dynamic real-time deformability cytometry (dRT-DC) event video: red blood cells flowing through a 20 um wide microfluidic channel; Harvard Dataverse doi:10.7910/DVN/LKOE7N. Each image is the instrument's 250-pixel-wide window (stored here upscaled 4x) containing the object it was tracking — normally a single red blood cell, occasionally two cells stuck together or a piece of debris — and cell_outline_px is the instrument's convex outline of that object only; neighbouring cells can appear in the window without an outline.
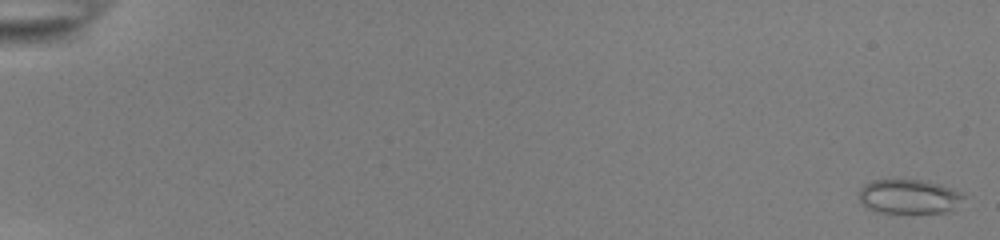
{"species": "common noctule bat (a hibernating species)", "species_latin": "Nyctalus noctula", "temperature_condition": "room temperature", "stored_images_in_passage": 54, "camera_frame_rate_fps": 3000, "um_per_image_px": 0.085, "animal": {"sex": "female", "body_mass_g": 22.0, "forearm_length_mm": 56.7}, "frame": {"image": 1, "passage_image": 1, "time_ms": 0.0, "image_size_px": [1000, 240], "cell_outline_px": [[964, 196], [952, 212], [876, 212], [868, 208], [860, 200], [860, 188], [864, 184], [872, 180], [928, 180], [940, 184], [960, 192]], "centroid_in_image_um": [77.26, 16.7], "position_along_channel_um": 7.7, "area_um2": 20.75}}
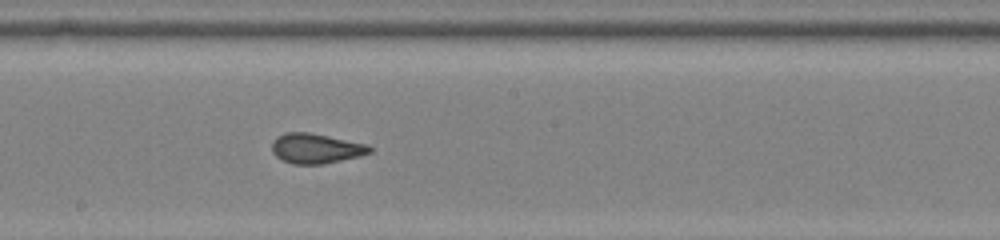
{"frame": {"image": 2, "passage_image": 32, "time_ms": 10.333, "image_size_px": [1000, 240], "cell_outline_px": [[376, 148], [372, 152], [360, 156], [324, 164], [292, 164], [276, 156], [272, 152], [272, 140], [276, 136], [284, 132], [308, 132], [368, 144]], "centroid_in_image_um": [26.87, 12.61], "position_along_channel_um": 221.3, "area_um2": 17.28}}
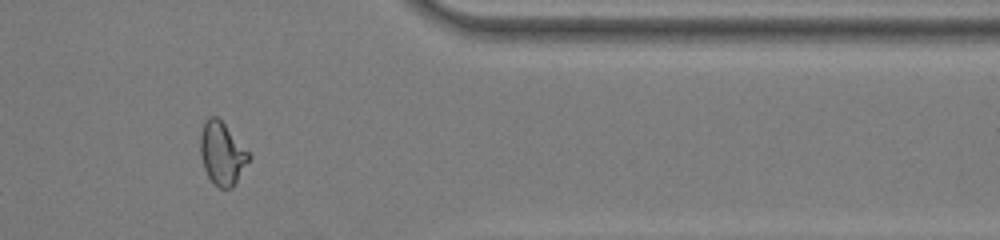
{"frame": {"image": 3, "passage_image": 46, "time_ms": 15.0, "image_size_px": [1000, 240], "cell_outline_px": [[252, 156], [232, 188], [220, 188], [208, 176], [204, 168], [200, 152], [200, 132], [204, 120], [208, 116], [216, 116], [224, 124]], "centroid_in_image_um": [18.86, 13.02], "position_along_channel_um": 392.5, "area_um2": 17.51}}